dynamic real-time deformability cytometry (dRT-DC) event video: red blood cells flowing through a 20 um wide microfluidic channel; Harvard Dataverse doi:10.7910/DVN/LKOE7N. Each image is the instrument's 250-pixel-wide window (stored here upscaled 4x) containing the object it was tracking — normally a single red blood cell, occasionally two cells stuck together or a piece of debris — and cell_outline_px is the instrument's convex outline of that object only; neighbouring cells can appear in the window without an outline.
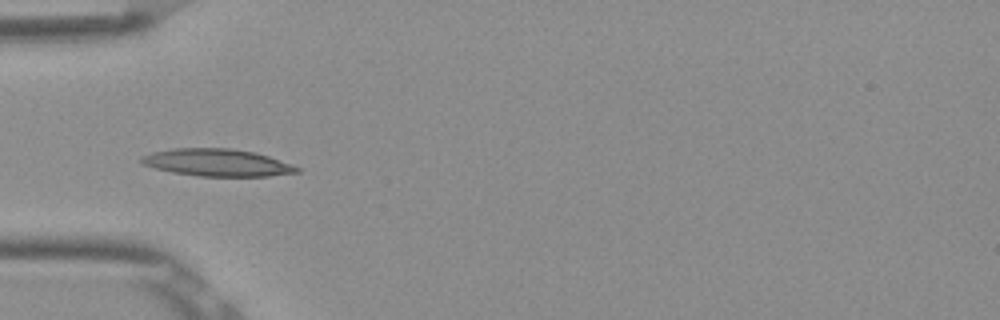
{"species": "Egyptian fruit bat (a non-hibernating species)", "species_latin": "Rousettus aegyptiacus", "temperature_condition": "room temperature", "stored_images_in_passage": 8, "camera_frame_rate_fps": 3000, "um_per_image_px": 0.085, "frame": {"image": 1, "passage_image": 5, "time_ms": 1.333, "image_size_px": [1000, 320], "cell_outline_px": [[300, 172], [268, 176], [200, 176], [172, 172], [156, 168], [144, 164], [140, 160], [140, 156], [152, 152], [176, 148], [232, 148], [256, 152], [292, 164], [300, 168]], "centroid_in_image_um": [18.48, 13.81], "position_along_channel_um": 66.5, "area_um2": 24.68}}
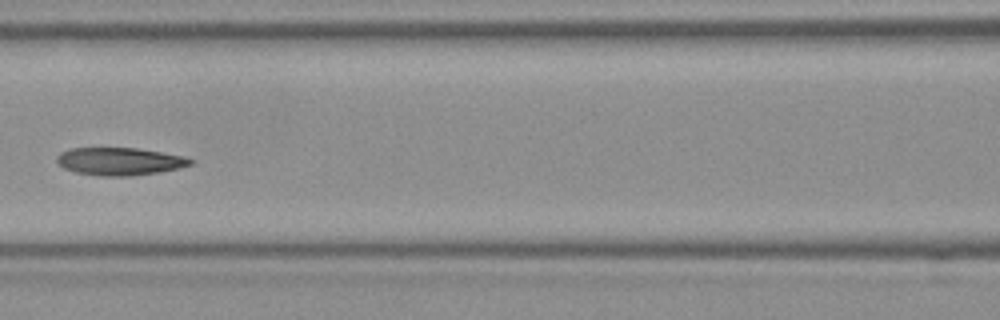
{"frame": {"image": 2, "passage_image": 7, "time_ms": 2.0, "image_size_px": [1000, 320], "cell_outline_px": [[196, 160], [192, 164], [180, 168], [156, 172], [128, 176], [100, 176], [76, 172], [64, 168], [56, 164], [56, 156], [60, 152], [72, 148], [136, 148], [184, 156]], "centroid_in_image_um": [10.15, 13.71], "position_along_channel_um": 156.5, "area_um2": 21.56}}
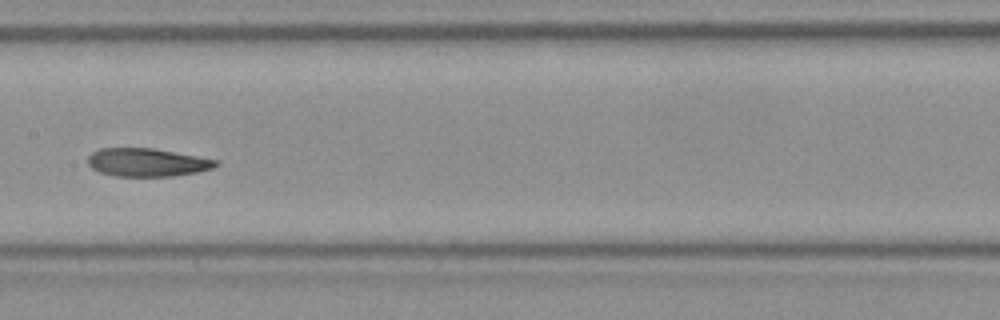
{"frame": {"image": 3, "passage_image": 8, "time_ms": 2.333, "image_size_px": [1000, 320], "cell_outline_px": [[220, 164], [212, 168], [196, 172], [172, 176], [116, 176], [100, 172], [92, 168], [88, 164], [88, 156], [92, 152], [100, 148], [152, 148], [220, 160]], "centroid_in_image_um": [12.51, 13.8], "position_along_channel_um": 194.9, "area_um2": 20.98}}